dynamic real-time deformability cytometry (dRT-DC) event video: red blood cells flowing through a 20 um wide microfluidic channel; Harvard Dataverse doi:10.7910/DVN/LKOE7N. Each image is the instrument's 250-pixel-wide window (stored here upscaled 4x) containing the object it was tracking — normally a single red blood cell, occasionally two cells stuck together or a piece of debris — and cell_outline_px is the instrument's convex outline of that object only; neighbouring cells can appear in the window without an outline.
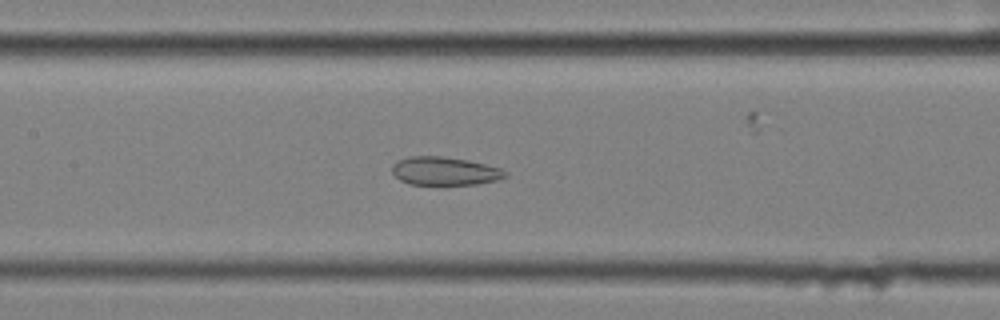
{"species": "common noctule bat (a hibernating species)", "species_latin": "Nyctalus noctula", "temperature_condition": "cold", "stored_images_in_passage": 59, "camera_frame_rate_fps": 3000, "um_per_image_px": 0.085, "animal": {"sex": "female", "body_mass_g": 25.1}, "frame": {"image": 1, "passage_image": 28, "time_ms": 9.0, "image_size_px": [1000, 320], "cell_outline_px": [[508, 176], [500, 180], [476, 184], [408, 184], [400, 180], [392, 172], [392, 164], [408, 156], [440, 156], [468, 160], [500, 168], [508, 172]], "centroid_in_image_um": [37.82, 14.54], "position_along_channel_um": 169.6, "area_um2": 18.67}}
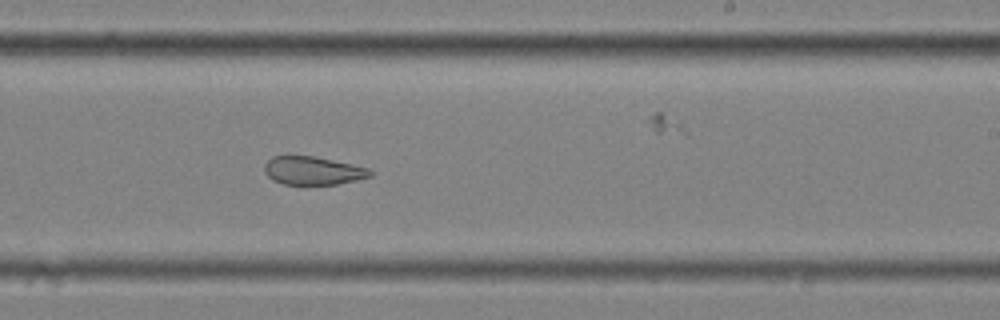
{"frame": {"image": 2, "passage_image": 36, "time_ms": 11.667, "image_size_px": [1000, 320], "cell_outline_px": [[372, 176], [356, 180], [336, 184], [284, 184], [272, 180], [264, 172], [264, 164], [272, 156], [312, 156], [332, 160], [368, 168], [372, 172]], "centroid_in_image_um": [26.56, 14.51], "position_along_channel_um": 262.4, "area_um2": 17.22}}
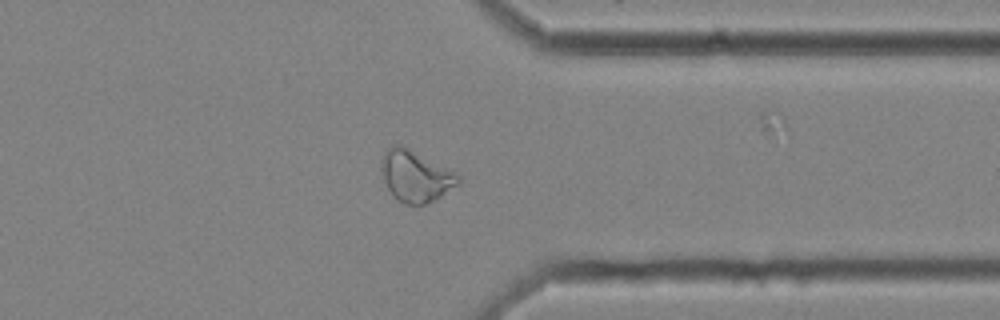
{"frame": {"image": 3, "passage_image": 46, "time_ms": 15.0, "image_size_px": [1000, 320], "cell_outline_px": [[460, 180], [456, 184], [440, 196], [424, 204], [404, 204], [396, 200], [392, 196], [384, 180], [380, 168], [380, 160], [384, 152], [388, 148], [396, 144], [400, 144], [408, 148], [460, 176]], "centroid_in_image_um": [35.23, 14.97], "position_along_channel_um": 376.2, "area_um2": 22.37}}